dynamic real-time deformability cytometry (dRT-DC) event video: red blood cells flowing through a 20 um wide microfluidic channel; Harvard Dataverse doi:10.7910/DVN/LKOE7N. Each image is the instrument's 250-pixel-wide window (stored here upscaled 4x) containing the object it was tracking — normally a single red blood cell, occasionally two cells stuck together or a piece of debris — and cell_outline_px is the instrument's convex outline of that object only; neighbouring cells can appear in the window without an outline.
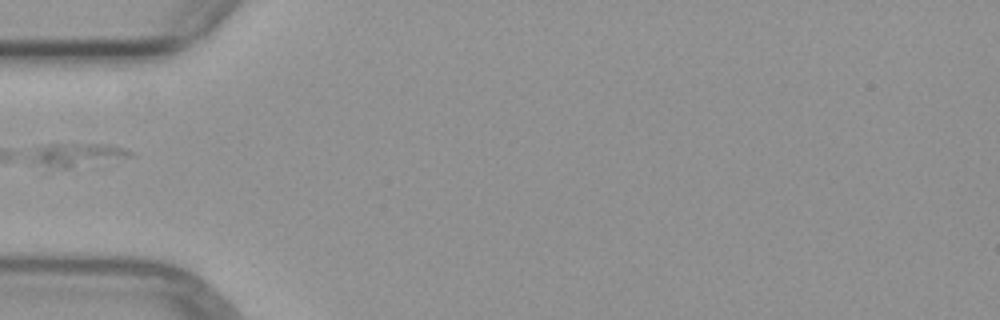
{"species": "common noctule bat (a hibernating species)", "species_latin": "Nyctalus noctula", "temperature_condition": "warm", "stored_images_in_passage": 4, "camera_frame_rate_fps": 3000, "um_per_image_px": 0.085, "animal": {"sex": "female", "body_mass_g": 29.2, "forearm_length_mm": 56.3}, "frame": {"image": 1, "passage_image": 4, "time_ms": 3.333, "image_size_px": [1000, 320], "cell_outline_px": [[136, 156], [44, 176], [28, 152], [36, 148], [48, 144], [108, 144], [124, 148], [132, 152]], "centroid_in_image_um": [6.41, 13.3], "position_along_channel_um": 78.6, "area_um2": 15.55}}